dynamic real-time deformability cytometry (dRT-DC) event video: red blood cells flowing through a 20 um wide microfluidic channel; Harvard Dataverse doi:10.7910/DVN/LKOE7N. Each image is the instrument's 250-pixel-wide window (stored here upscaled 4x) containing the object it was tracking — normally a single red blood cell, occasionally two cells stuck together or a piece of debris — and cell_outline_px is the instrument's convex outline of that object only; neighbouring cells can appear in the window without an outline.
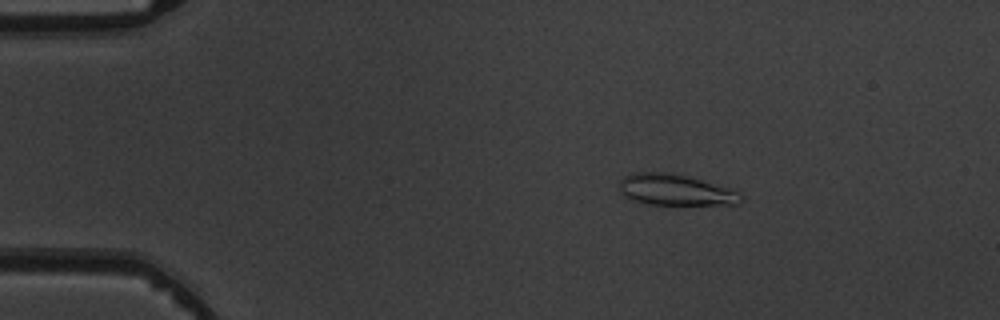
{"species": "common noctule bat (a hibernating species)", "species_latin": "Nyctalus noctula", "temperature_condition": "warm", "stored_images_in_passage": 4, "camera_frame_rate_fps": 3000, "um_per_image_px": 0.085, "animal": {"sex": "male", "body_mass_g": 19.5, "forearm_length_mm": 54.6}, "frame": {"image": 1, "passage_image": 2, "time_ms": 1.333, "image_size_px": [1000, 320], "cell_outline_px": [[744, 200], [736, 204], [648, 204], [632, 200], [624, 196], [620, 192], [620, 180], [624, 176], [632, 172], [680, 172], [728, 188], [736, 192]], "centroid_in_image_um": [57.36, 16.11], "position_along_channel_um": 27.6, "area_um2": 22.2}}